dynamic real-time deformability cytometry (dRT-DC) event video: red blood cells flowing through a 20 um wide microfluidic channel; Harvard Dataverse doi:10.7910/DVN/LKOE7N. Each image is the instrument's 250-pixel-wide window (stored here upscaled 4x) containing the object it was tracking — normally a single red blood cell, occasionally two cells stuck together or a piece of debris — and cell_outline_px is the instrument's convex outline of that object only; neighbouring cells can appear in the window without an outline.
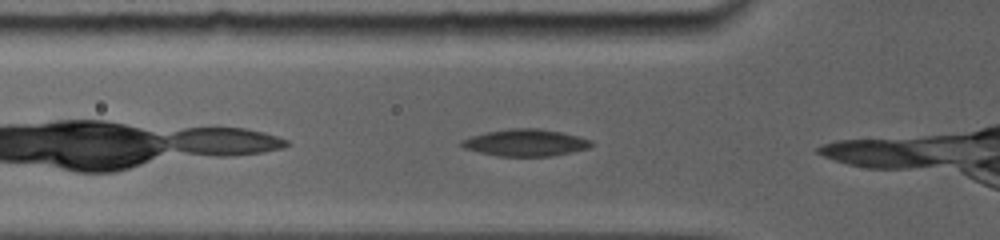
{"species": "common noctule bat (a hibernating species)", "species_latin": "Nyctalus noctula", "temperature_condition": "room temperature", "stored_images_in_passage": 10, "camera_frame_rate_fps": 5000, "um_per_image_px": 0.085, "animal": {"sex": "female", "body_mass_g": 19.0, "forearm_length_mm": 56.7}, "frame": {"image": 1, "passage_image": 7, "time_ms": 1.0, "image_size_px": [1000, 240], "cell_outline_px": [[596, 144], [588, 148], [572, 152], [552, 156], [496, 156], [464, 148], [460, 144], [460, 140], [484, 132], [512, 128], [540, 128], [560, 132], [592, 140]], "centroid_in_image_um": [44.67, 12.13], "position_along_channel_um": 81.1, "area_um2": 20.4}}